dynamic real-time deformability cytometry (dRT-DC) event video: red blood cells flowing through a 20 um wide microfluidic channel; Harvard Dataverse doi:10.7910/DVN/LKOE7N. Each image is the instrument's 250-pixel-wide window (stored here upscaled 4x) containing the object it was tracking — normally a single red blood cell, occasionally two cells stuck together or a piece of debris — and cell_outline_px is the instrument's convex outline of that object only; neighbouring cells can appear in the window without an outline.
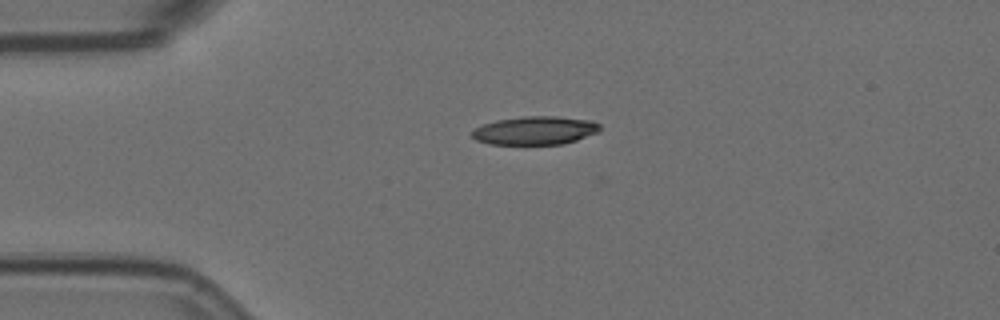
{"species": "Egyptian fruit bat (a non-hibernating species)", "species_latin": "Rousettus aegyptiacus", "temperature_condition": "room temperature", "stored_images_in_passage": 2, "camera_frame_rate_fps": 3000, "um_per_image_px": 0.085, "animal": {"sex": "female"}, "frame": {"image": 1, "passage_image": 1, "time_ms": 0.0, "image_size_px": [1000, 320], "cell_outline_px": [[600, 132], [564, 144], [488, 144], [476, 140], [472, 136], [472, 132], [476, 128], [484, 124], [496, 120], [524, 116], [556, 116], [592, 120], [600, 124]], "centroid_in_image_um": [45.52, 11.09], "position_along_channel_um": 39.5, "area_um2": 21.21}}